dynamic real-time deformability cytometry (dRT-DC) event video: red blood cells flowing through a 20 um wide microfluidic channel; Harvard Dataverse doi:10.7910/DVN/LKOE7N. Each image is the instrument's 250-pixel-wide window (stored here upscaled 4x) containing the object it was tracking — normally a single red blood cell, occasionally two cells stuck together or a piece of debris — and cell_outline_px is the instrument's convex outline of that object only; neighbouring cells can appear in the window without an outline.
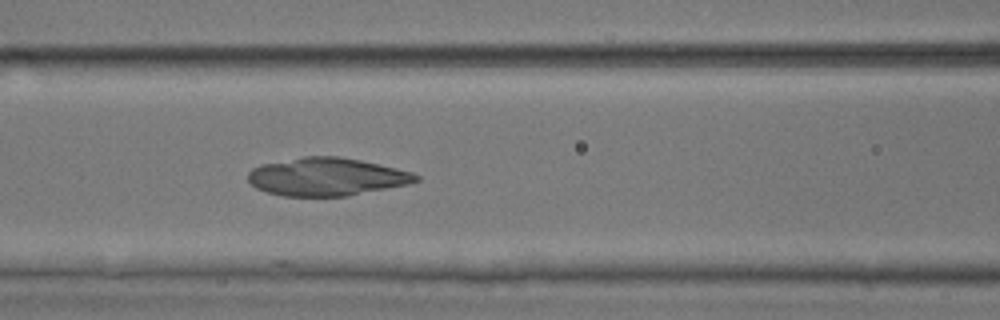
{"species": "common noctule bat (a hibernating species)", "species_latin": "Nyctalus noctula", "temperature_condition": "room temperature", "stored_images_in_passage": 35, "camera_frame_rate_fps": 3000, "um_per_image_px": 0.085, "animal": {"sex": "male", "body_mass_g": 17.9, "forearm_length_mm": 54.2}, "frame": {"image": 1, "passage_image": 12, "time_ms": 3.667, "image_size_px": [1000, 320], "cell_outline_px": [[420, 180], [408, 184], [348, 196], [284, 196], [268, 192], [256, 188], [248, 180], [248, 172], [252, 168], [260, 164], [304, 156], [340, 156], [360, 160], [396, 168], [412, 172], [420, 176]], "centroid_in_image_um": [27.76, 15.02], "position_along_channel_um": 138.8, "area_um2": 37.17}}
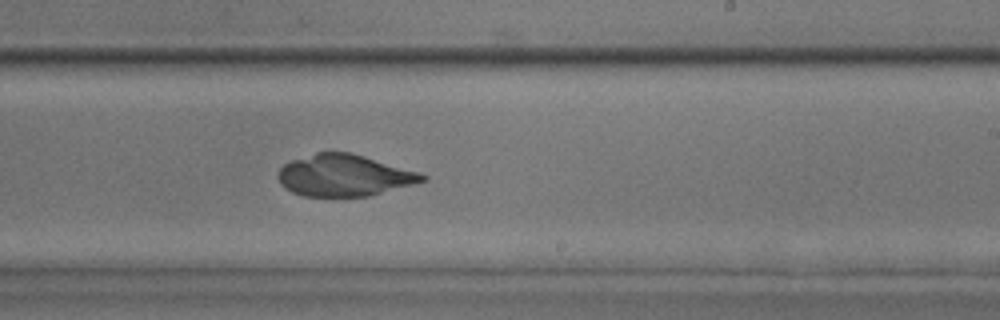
{"frame": {"image": 2, "passage_image": 21, "time_ms": 6.667, "image_size_px": [1000, 320], "cell_outline_px": [[428, 180], [416, 184], [372, 196], [304, 196], [292, 192], [284, 188], [280, 184], [276, 176], [280, 168], [284, 164], [292, 160], [316, 152], [352, 152], [420, 172], [428, 176]], "centroid_in_image_um": [29.29, 14.91], "position_along_channel_um": 259.7, "area_um2": 35.49}}
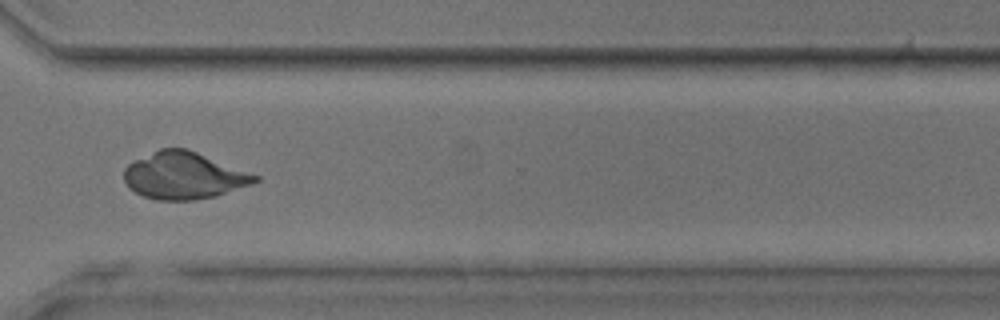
{"frame": {"image": 3, "passage_image": 28, "time_ms": 9.0, "image_size_px": [1000, 320], "cell_outline_px": [[260, 180], [252, 184], [216, 196], [192, 200], [156, 200], [144, 196], [128, 188], [124, 180], [124, 168], [128, 164], [160, 148], [188, 148], [260, 176]], "centroid_in_image_um": [15.64, 14.92], "position_along_channel_um": 355.0, "area_um2": 35.89}}